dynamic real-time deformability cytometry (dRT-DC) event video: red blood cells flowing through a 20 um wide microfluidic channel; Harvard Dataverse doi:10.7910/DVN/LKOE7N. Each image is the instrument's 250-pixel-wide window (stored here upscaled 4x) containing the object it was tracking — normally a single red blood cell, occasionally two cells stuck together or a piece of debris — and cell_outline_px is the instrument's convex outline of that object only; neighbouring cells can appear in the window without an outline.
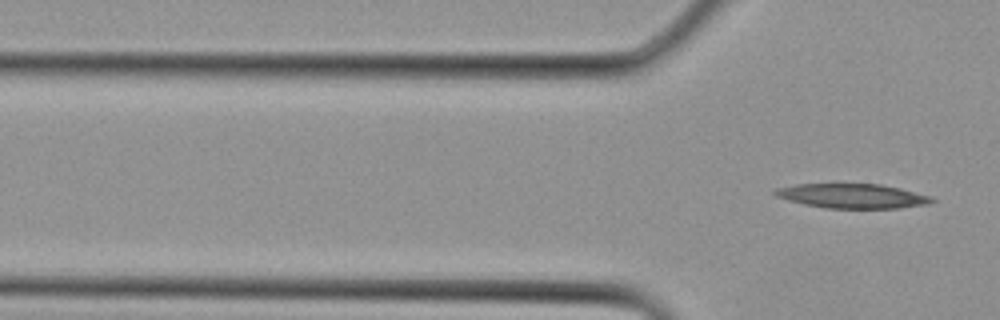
{"species": "Egyptian fruit bat (a non-hibernating species)", "species_latin": "Rousettus aegyptiacus", "temperature_condition": "cold", "stored_images_in_passage": 2, "camera_frame_rate_fps": 3000, "um_per_image_px": 0.085, "animal": {"sex": "female"}, "frame": {"image": 1, "passage_image": 2, "time_ms": 0.333, "image_size_px": [1000, 320], "cell_outline_px": [[936, 200], [928, 204], [900, 208], [828, 208], [788, 200], [776, 196], [772, 192], [776, 188], [796, 184], [880, 184], [900, 188], [932, 196]], "centroid_in_image_um": [72.49, 16.65], "position_along_channel_um": 53.3, "area_um2": 22.25}}